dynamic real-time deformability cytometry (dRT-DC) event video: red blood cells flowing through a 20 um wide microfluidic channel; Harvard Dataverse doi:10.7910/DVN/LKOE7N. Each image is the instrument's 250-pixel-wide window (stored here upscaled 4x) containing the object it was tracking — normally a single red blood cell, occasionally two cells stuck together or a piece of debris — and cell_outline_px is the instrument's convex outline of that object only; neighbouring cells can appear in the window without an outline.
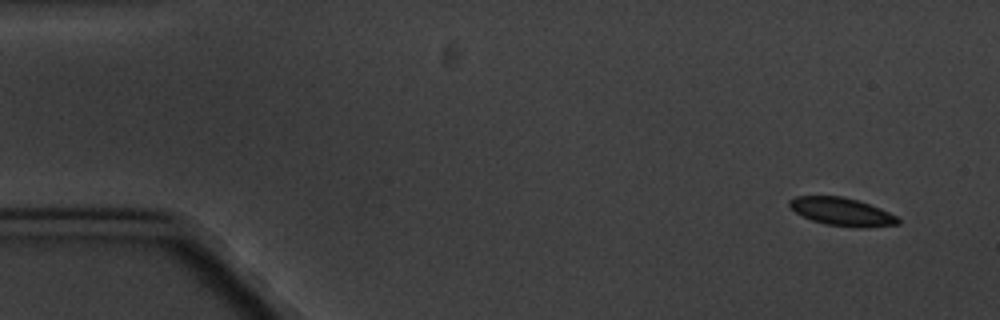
{"species": "common noctule bat (a hibernating species)", "species_latin": "Nyctalus noctula", "temperature_condition": "cold", "stored_images_in_passage": 4, "camera_frame_rate_fps": 3000, "um_per_image_px": 0.085, "animal": {"sex": "male", "body_mass_g": 20.1, "forearm_length_mm": 53.5}, "frame": {"image": 1, "passage_image": 1, "time_ms": 0.0, "image_size_px": [1000, 320], "cell_outline_px": [[900, 224], [864, 228], [856, 228], [824, 224], [812, 220], [796, 212], [788, 204], [788, 200], [796, 196], [840, 196], [856, 200], [880, 208], [896, 216], [900, 220]], "centroid_in_image_um": [71.57, 18.01], "position_along_channel_um": 13.4, "area_um2": 17.63}}
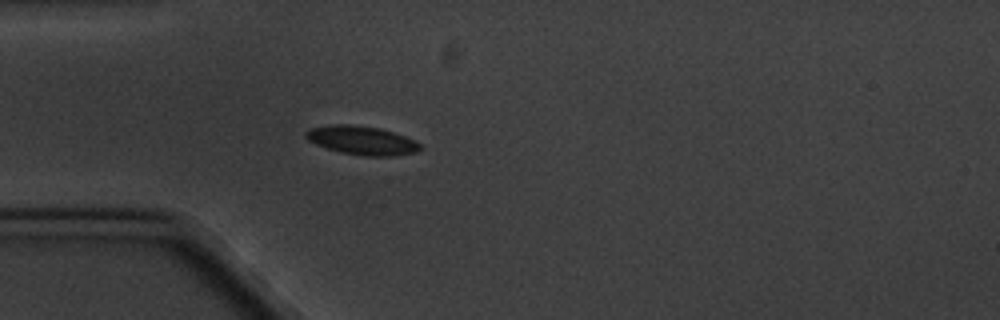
{"frame": {"image": 2, "passage_image": 4, "time_ms": 4.333, "image_size_px": [1000, 320], "cell_outline_px": [[420, 148], [416, 152], [392, 156], [364, 156], [340, 152], [316, 144], [308, 140], [304, 136], [304, 132], [308, 128], [332, 124], [352, 124], [380, 128], [404, 136], [420, 144]], "centroid_in_image_um": [30.69, 11.92], "position_along_channel_um": 54.3, "area_um2": 19.07}}